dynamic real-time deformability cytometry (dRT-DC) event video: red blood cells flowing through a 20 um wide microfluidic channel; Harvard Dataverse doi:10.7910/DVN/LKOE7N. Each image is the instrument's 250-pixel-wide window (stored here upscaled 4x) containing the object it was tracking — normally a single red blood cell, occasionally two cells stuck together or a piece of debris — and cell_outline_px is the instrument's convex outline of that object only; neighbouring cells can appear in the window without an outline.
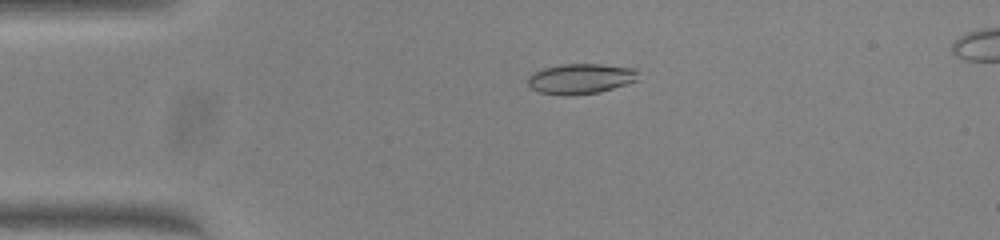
{"species": "common noctule bat (a hibernating species)", "species_latin": "Nyctalus noctula", "temperature_condition": "warm", "stored_images_in_passage": 50, "camera_frame_rate_fps": 3000, "um_per_image_px": 0.085, "animal": {"sex": "female", "body_mass_g": 23.0, "forearm_length_mm": 53.4}, "frame": {"image": 1, "passage_image": 11, "time_ms": 3.333, "image_size_px": [1000, 240], "cell_outline_px": [[636, 80], [600, 92], [572, 96], [564, 96], [540, 92], [532, 88], [528, 84], [528, 76], [544, 68], [564, 64], [600, 64], [636, 68]], "centroid_in_image_um": [49.33, 6.7], "position_along_channel_um": 35.7, "area_um2": 19.25}}
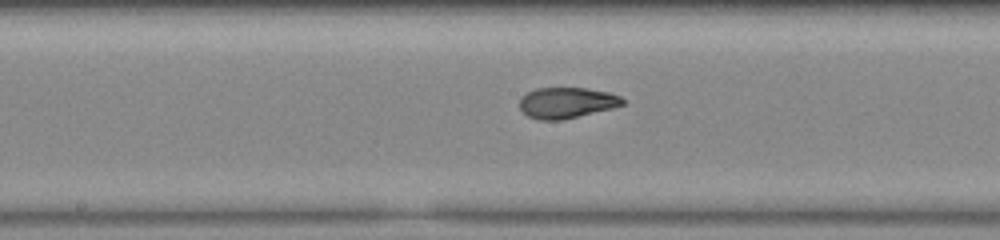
{"frame": {"image": 2, "passage_image": 26, "time_ms": 8.333, "image_size_px": [1000, 240], "cell_outline_px": [[624, 104], [612, 108], [560, 120], [540, 120], [528, 116], [520, 108], [520, 96], [536, 88], [584, 88], [608, 92], [620, 96], [624, 100]], "centroid_in_image_um": [48.14, 8.73], "position_along_channel_um": 200.1, "area_um2": 18.32}}
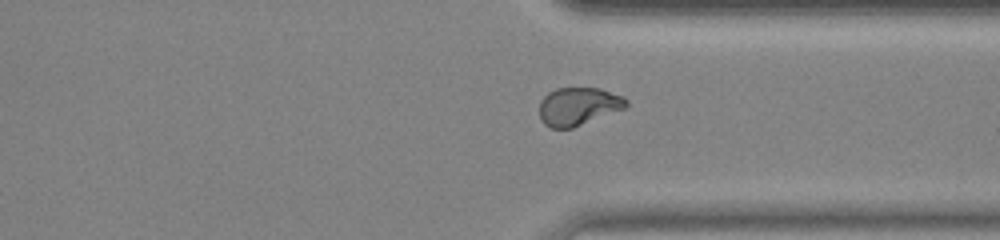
{"frame": {"image": 3, "passage_image": 38, "time_ms": 12.333, "image_size_px": [1000, 240], "cell_outline_px": [[628, 104], [624, 108], [572, 128], [552, 128], [544, 124], [540, 120], [540, 100], [548, 92], [556, 88], [600, 88], [624, 96], [628, 100]], "centroid_in_image_um": [49.14, 9.02], "position_along_channel_um": 362.3, "area_um2": 19.19}, "authors_computed_cell_mechanics": {"area_um2": 19.2185, "velocity_mm_per_s": 4.0574, "shape_relaxation_time_tau1_ms": 11.1738, "shape_relaxation_time_tau2_ms": 0.9333, "deformation_change_tau1": 0.329, "deformation_change_tau2": 0.056}}